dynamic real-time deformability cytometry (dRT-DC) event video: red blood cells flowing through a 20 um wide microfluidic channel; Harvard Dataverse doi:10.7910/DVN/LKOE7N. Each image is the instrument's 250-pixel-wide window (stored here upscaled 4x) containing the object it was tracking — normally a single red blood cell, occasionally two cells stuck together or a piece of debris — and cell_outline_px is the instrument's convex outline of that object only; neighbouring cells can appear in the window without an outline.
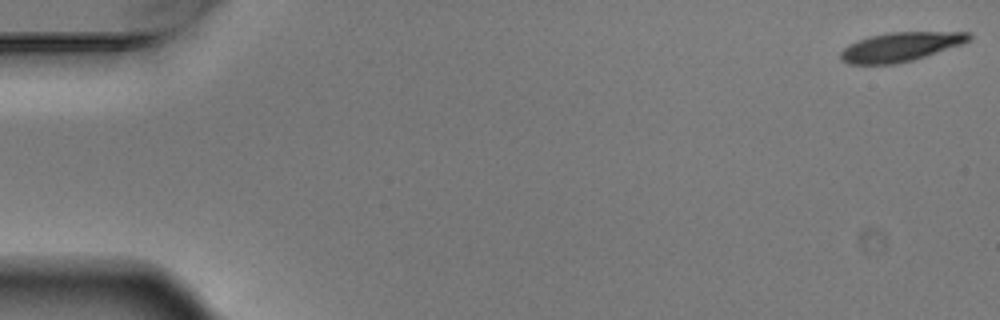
{"species": "Egyptian fruit bat (a non-hibernating species)", "species_latin": "Rousettus aegyptiacus", "temperature_condition": "warm", "stored_images_in_passage": 8, "camera_frame_rate_fps": 3000, "um_per_image_px": 0.085, "animal": {"sex": "male"}, "frame": {"image": 1, "passage_image": 1, "time_ms": 0.0, "image_size_px": [1000, 320], "cell_outline_px": [[972, 40], [964, 44], [912, 60], [896, 64], [848, 64], [840, 60], [840, 52], [844, 48], [868, 36], [888, 32], [972, 32]], "centroid_in_image_um": [76.59, 3.98], "position_along_channel_um": 8.4, "area_um2": 21.85}}
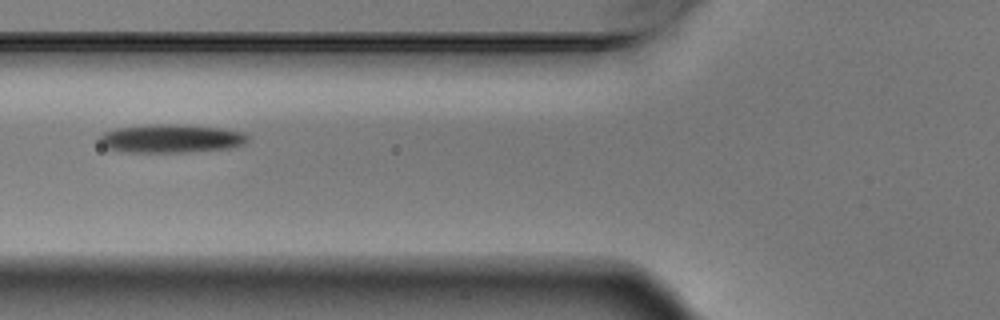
{"frame": {"image": 2, "passage_image": 6, "time_ms": 1.667, "image_size_px": [1000, 320], "cell_outline_px": [[248, 140], [244, 144], [228, 148], [184, 152], [124, 152], [108, 148], [100, 144], [100, 136], [104, 132], [116, 128], [148, 124], [176, 124], [220, 128], [244, 132], [248, 136]], "centroid_in_image_um": [14.52, 11.77], "position_along_channel_um": 111.3, "area_um2": 24.51}}
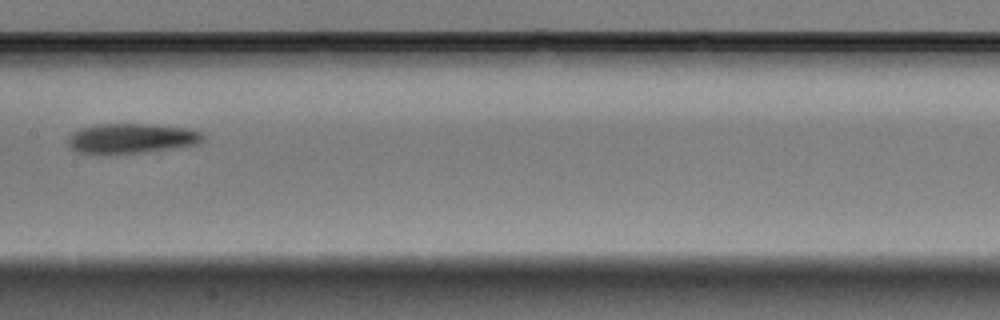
{"frame": {"image": 3, "passage_image": 8, "time_ms": 2.333, "image_size_px": [1000, 320], "cell_outline_px": [[204, 140], [196, 144], [176, 148], [144, 152], [104, 156], [100, 156], [76, 152], [68, 144], [68, 136], [72, 132], [80, 128], [96, 124], [144, 124], [188, 128], [200, 132], [204, 136]], "centroid_in_image_um": [11.1, 11.8], "position_along_channel_um": 196.3, "area_um2": 24.1}}